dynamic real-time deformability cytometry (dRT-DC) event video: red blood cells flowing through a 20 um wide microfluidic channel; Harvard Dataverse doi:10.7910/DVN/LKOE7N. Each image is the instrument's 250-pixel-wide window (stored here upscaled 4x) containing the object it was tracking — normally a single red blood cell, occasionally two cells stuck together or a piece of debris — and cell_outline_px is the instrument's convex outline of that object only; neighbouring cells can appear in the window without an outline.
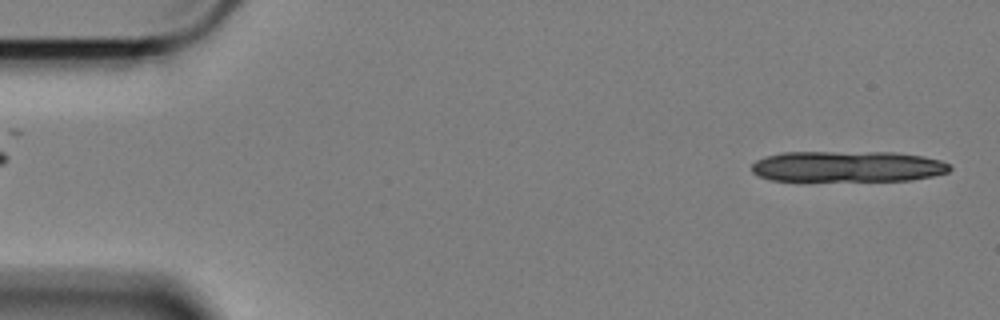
{"species": "Egyptian fruit bat (a non-hibernating species)", "species_latin": "Rousettus aegyptiacus", "temperature_condition": "cold", "stored_images_in_passage": 11, "camera_frame_rate_fps": 3000, "um_per_image_px": 0.085, "animal": {"sex": "female"}, "frame": {"image": 1, "passage_image": 1, "time_ms": 0.0, "image_size_px": [1000, 320], "cell_outline_px": [[952, 168], [948, 172], [932, 176], [912, 180], [768, 180], [752, 172], [752, 164], [756, 160], [764, 156], [780, 152], [896, 152], [924, 156], [940, 160], [948, 164]], "centroid_in_image_um": [72.03, 14.14], "position_along_channel_um": 13.0, "area_um2": 35.78}}